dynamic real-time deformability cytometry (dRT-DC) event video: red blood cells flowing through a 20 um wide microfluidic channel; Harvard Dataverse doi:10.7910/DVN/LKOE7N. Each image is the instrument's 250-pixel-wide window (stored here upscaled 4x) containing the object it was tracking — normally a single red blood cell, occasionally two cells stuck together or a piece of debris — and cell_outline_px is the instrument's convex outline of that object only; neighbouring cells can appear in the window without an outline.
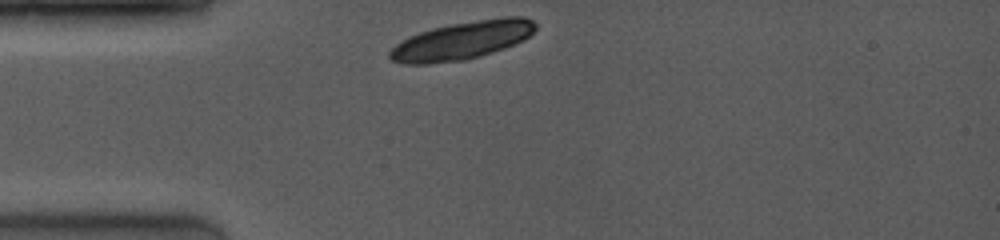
{"species": "common noctule bat (a hibernating species)", "species_latin": "Nyctalus noctula", "temperature_condition": "room temperature", "stored_images_in_passage": 3, "camera_frame_rate_fps": 4000, "um_per_image_px": 0.085, "animal": {"sex": "female", "body_mass_g": 19.0, "forearm_length_mm": 53.3}, "frame": {"image": 1, "passage_image": 1, "time_ms": 0.0, "image_size_px": [1000, 240], "cell_outline_px": [[536, 28], [524, 40], [504, 48], [480, 56], [464, 60], [428, 64], [404, 64], [392, 60], [388, 56], [388, 52], [396, 44], [420, 32], [432, 28], [452, 24], [504, 16], [524, 16], [532, 20], [536, 24]], "centroid_in_image_um": [39.29, 3.44], "position_along_channel_um": 45.7, "area_um2": 32.08}}